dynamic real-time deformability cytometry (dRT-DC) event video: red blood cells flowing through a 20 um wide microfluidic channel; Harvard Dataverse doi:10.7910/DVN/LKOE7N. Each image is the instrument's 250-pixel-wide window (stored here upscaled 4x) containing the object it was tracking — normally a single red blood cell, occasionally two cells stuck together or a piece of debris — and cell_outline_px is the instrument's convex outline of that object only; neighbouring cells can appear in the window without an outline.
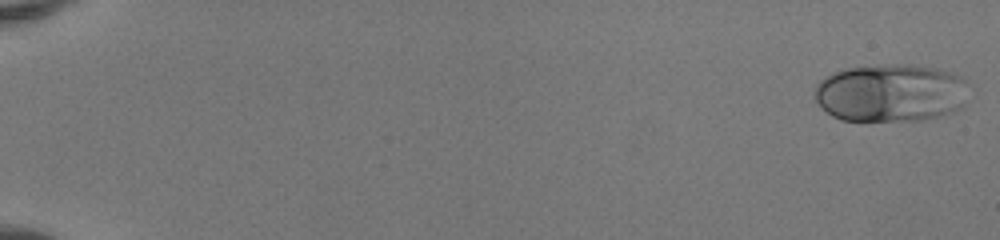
{"species": "human", "species_latin": "Homo sapiens", "temperature_condition": "room temperature", "stored_images_in_passage": 51, "camera_frame_rate_fps": 3000, "um_per_image_px": 0.085, "donor": {"sex": "female"}, "frame": {"image": 1, "passage_image": 1, "time_ms": 0.0, "image_size_px": [1000, 240], "cell_outline_px": [[964, 108], [952, 112], [920, 120], [840, 120], [832, 116], [816, 100], [816, 84], [820, 80], [836, 72], [848, 68], [892, 64], [912, 64], [936, 68], [964, 76]], "centroid_in_image_um": [75.73, 7.89], "position_along_channel_um": 9.3, "area_um2": 51.56}}
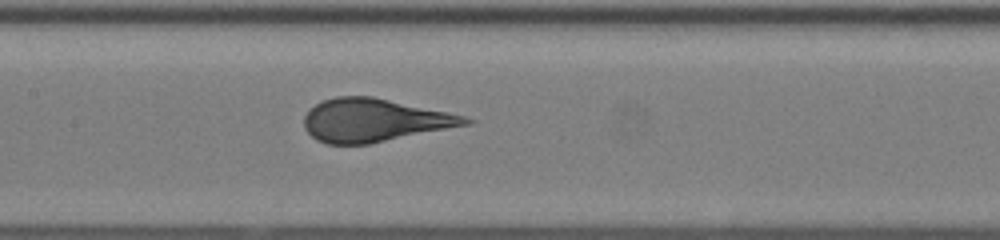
{"frame": {"image": 2, "passage_image": 27, "time_ms": 8.667, "image_size_px": [1000, 240], "cell_outline_px": [[476, 120], [472, 124], [368, 144], [328, 144], [316, 140], [304, 128], [304, 116], [308, 108], [324, 100], [336, 96], [372, 96], [448, 112], [464, 116]], "centroid_in_image_um": [31.8, 10.22], "position_along_channel_um": 175.6, "area_um2": 40.52}}
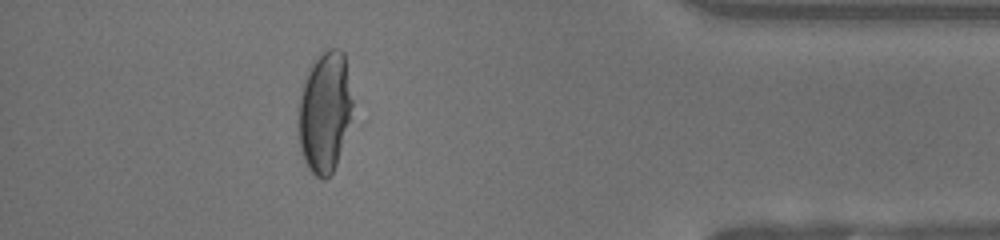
{"frame": {"image": 3, "passage_image": 46, "time_ms": 15.0, "image_size_px": [1000, 240], "cell_outline_px": [[352, 104], [348, 120], [336, 164], [332, 172], [324, 180], [320, 180], [308, 168], [300, 152], [300, 96], [308, 72], [316, 56], [320, 52], [328, 48], [340, 48], [344, 52], [352, 100]], "centroid_in_image_um": [27.59, 9.48], "position_along_channel_um": 407.6, "area_um2": 37.11}, "authors_computed_cell_mechanics": {"area_um2": 41.6738, "velocity_mm_per_s": 4.1529, "shape_relaxation_time_tau1_ms": 4.7422, "shape_relaxation_time_tau2_ms": null, "deformation_change_tau1": 0.2077, "deformation_change_tau2": null}}